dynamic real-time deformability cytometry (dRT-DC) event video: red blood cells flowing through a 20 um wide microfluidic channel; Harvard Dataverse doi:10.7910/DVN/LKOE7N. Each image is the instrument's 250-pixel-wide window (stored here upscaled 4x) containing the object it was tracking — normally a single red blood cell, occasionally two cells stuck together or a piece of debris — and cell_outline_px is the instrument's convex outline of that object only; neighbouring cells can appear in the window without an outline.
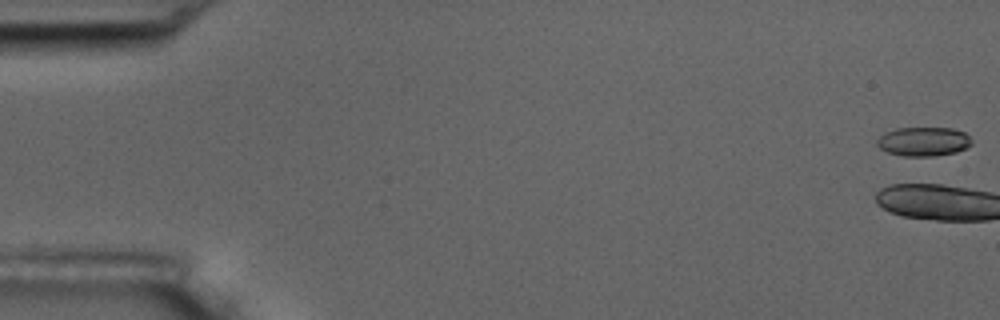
{"species": "common noctule bat (a hibernating species)", "species_latin": "Nyctalus noctula", "temperature_condition": "room temperature", "stored_images_in_passage": 4, "camera_frame_rate_fps": 3000, "um_per_image_px": 0.085, "animal": {"sex": "male", "body_mass_g": 17.5, "forearm_length_mm": 52.3}, "frame": {"image": 1, "passage_image": 1, "time_ms": 0.0, "image_size_px": [1000, 320], "cell_outline_px": [[972, 144], [968, 148], [956, 152], [936, 156], [904, 156], [888, 152], [880, 148], [876, 144], [876, 140], [880, 136], [896, 128], [952, 128], [964, 132], [972, 140]], "centroid_in_image_um": [78.53, 12.03], "position_along_channel_um": 6.5, "area_um2": 16.07}}